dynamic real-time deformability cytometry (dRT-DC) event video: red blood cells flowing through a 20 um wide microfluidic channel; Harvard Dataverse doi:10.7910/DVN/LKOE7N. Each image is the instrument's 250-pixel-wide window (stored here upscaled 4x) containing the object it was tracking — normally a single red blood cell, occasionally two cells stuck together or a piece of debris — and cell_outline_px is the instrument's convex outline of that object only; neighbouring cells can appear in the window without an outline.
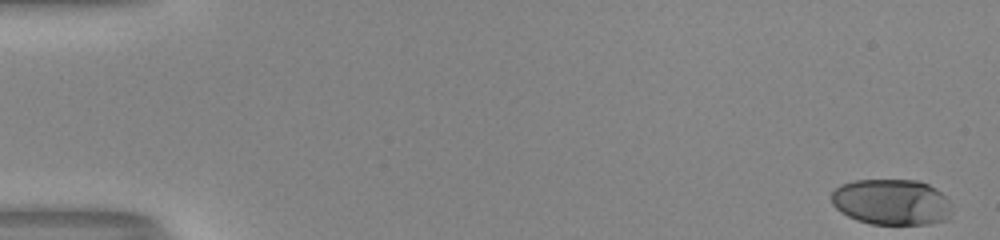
{"species": "human", "species_latin": "Homo sapiens", "temperature_condition": "room temperature", "stored_images_in_passage": 52, "camera_frame_rate_fps": 3000, "um_per_image_px": 0.085, "donor": {"sex": "male"}, "frame": {"image": 1, "passage_image": 1, "time_ms": 0.0, "image_size_px": [1000, 240], "cell_outline_px": [[952, 212], [948, 220], [928, 224], [872, 224], [856, 220], [840, 212], [832, 204], [832, 192], [840, 184], [856, 180], [920, 180], [936, 188], [944, 196]], "centroid_in_image_um": [75.77, 17.18], "position_along_channel_um": 9.2, "area_um2": 32.31}}
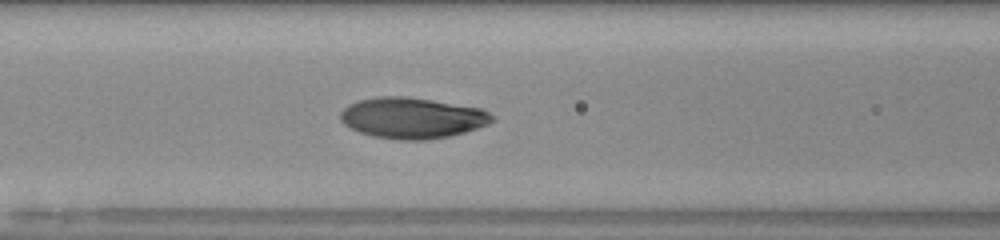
{"frame": {"image": 2, "passage_image": 23, "time_ms": 7.333, "image_size_px": [1000, 240], "cell_outline_px": [[496, 120], [488, 124], [464, 132], [448, 136], [424, 140], [400, 140], [372, 136], [360, 132], [344, 124], [340, 120], [340, 112], [348, 104], [360, 100], [376, 96], [404, 96], [432, 100], [480, 108], [496, 116]], "centroid_in_image_um": [35.03, 10.02], "position_along_channel_um": 131.6, "area_um2": 36.13}}
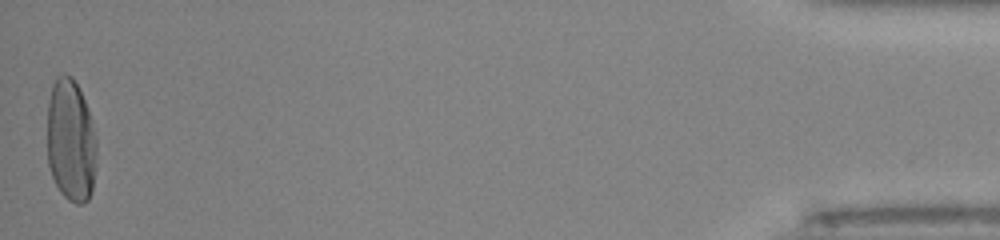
{"frame": {"image": 3, "passage_image": 52, "time_ms": 17.0, "image_size_px": [1000, 240], "cell_outline_px": [[96, 164], [92, 192], [88, 200], [84, 204], [76, 204], [68, 200], [60, 192], [52, 176], [48, 164], [48, 100], [52, 84], [56, 76], [64, 72], [72, 76], [88, 108], [92, 120], [96, 136]], "centroid_in_image_um": [6.03, 11.96], "position_along_channel_um": 429.2, "area_um2": 35.84}, "authors_computed_cell_mechanics": {"area_um2": 34.4199, "velocity_mm_per_s": 4.049, "shape_relaxation_time_tau1_ms": 3.2475, "shape_relaxation_time_tau2_ms": null, "deformation_change_tau1": 0.1829, "deformation_change_tau2": null}}